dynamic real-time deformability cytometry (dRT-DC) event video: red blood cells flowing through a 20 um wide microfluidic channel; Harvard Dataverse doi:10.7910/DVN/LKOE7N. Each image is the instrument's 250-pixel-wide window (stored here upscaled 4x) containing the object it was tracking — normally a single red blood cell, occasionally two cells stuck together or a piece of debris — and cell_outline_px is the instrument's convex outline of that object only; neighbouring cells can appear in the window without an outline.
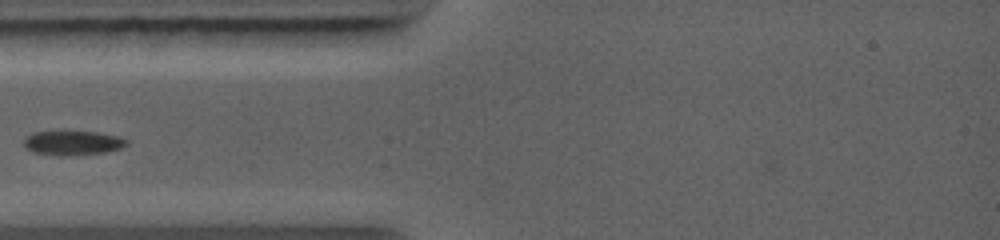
{"species": "common noctule bat (a hibernating species)", "species_latin": "Nyctalus noctula", "temperature_condition": "warm", "stored_images_in_passage": 1, "camera_frame_rate_fps": 5000, "um_per_image_px": 0.085, "animal": {"sex": "female", "body_mass_g": 19.0, "forearm_length_mm": 56.7}, "frame": {"image": 1, "passage_image": 1, "time_ms": 0.0, "image_size_px": [1000, 240], "cell_outline_px": [[128, 144], [120, 148], [108, 152], [60, 156], [32, 152], [24, 144], [24, 140], [32, 132], [96, 132], [120, 136], [128, 140]], "centroid_in_image_um": [6.22, 12.15], "position_along_channel_um": 78.8, "area_um2": 14.45}}